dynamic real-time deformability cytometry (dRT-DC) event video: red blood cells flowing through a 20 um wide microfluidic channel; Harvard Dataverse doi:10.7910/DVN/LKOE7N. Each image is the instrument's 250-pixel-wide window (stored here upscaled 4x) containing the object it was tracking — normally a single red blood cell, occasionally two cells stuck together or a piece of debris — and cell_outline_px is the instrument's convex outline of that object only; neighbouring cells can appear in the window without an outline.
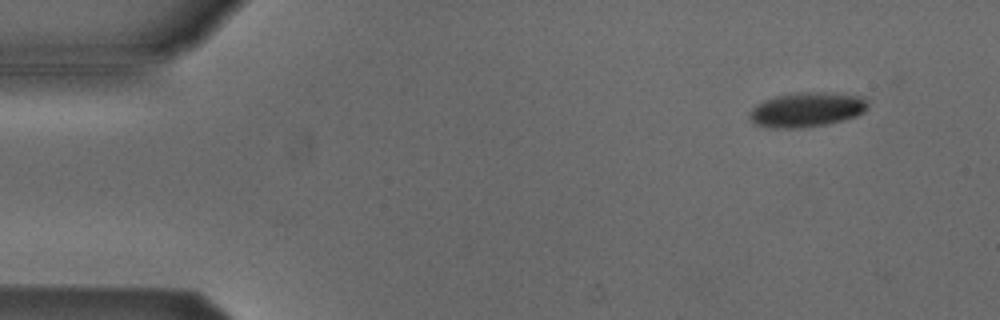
{"species": "Egyptian fruit bat (a non-hibernating species)", "species_latin": "Rousettus aegyptiacus", "temperature_condition": "cold", "stored_images_in_passage": 6, "camera_frame_rate_fps": 3000, "um_per_image_px": 0.085, "animal": {"sex": "male"}, "frame": {"image": 1, "passage_image": 2, "time_ms": 1.0, "image_size_px": [1000, 320], "cell_outline_px": [[868, 108], [864, 112], [856, 116], [844, 120], [828, 124], [800, 128], [772, 128], [756, 124], [748, 116], [752, 108], [764, 100], [776, 96], [800, 92], [824, 92], [860, 96], [868, 100]], "centroid_in_image_um": [68.6, 9.32], "position_along_channel_um": 16.4, "area_um2": 23.87}}
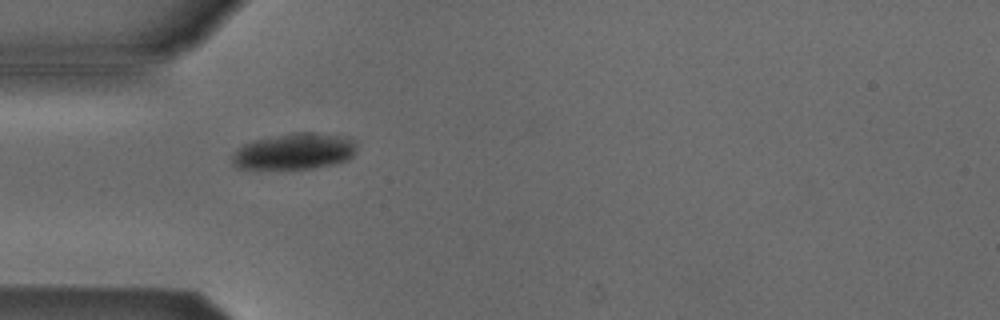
{"frame": {"image": 2, "passage_image": 5, "time_ms": 4.667, "image_size_px": [1000, 320], "cell_outline_px": [[356, 152], [348, 160], [336, 164], [312, 168], [240, 168], [232, 164], [232, 156], [244, 144], [252, 140], [300, 132], [312, 132], [344, 136], [352, 140], [356, 144]], "centroid_in_image_um": [25.08, 12.87], "position_along_channel_um": 59.9, "area_um2": 25.95}}